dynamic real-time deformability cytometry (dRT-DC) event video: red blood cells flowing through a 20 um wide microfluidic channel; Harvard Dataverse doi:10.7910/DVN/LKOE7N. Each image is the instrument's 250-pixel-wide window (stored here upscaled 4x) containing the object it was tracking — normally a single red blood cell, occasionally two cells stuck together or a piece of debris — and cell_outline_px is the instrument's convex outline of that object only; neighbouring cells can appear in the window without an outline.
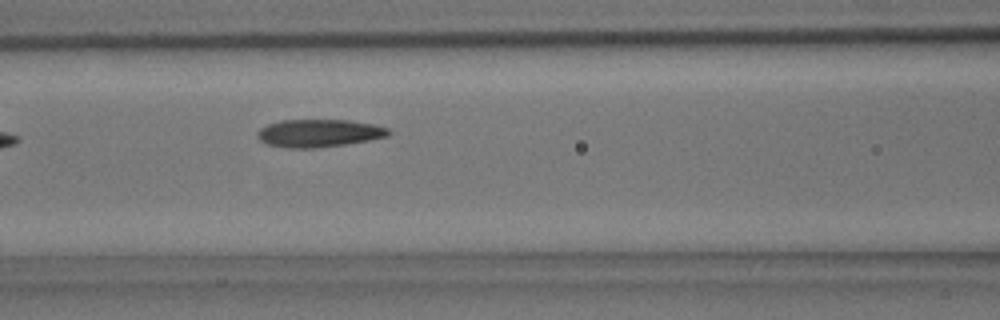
{"species": "common noctule bat (a hibernating species)", "species_latin": "Nyctalus noctula", "temperature_condition": "room temperature", "stored_images_in_passage": 4, "camera_frame_rate_fps": 3000, "um_per_image_px": 0.085, "animal": {"sex": "male", "body_mass_g": 15.6}, "frame": {"image": 1, "passage_image": 3, "time_ms": 2.333, "image_size_px": [1000, 320], "cell_outline_px": [[392, 132], [388, 136], [368, 140], [344, 144], [316, 148], [288, 148], [264, 144], [256, 136], [256, 132], [260, 128], [268, 124], [280, 120], [348, 120], [372, 124], [388, 128]], "centroid_in_image_um": [27.06, 11.32], "position_along_channel_um": 139.5, "area_um2": 21.27}}